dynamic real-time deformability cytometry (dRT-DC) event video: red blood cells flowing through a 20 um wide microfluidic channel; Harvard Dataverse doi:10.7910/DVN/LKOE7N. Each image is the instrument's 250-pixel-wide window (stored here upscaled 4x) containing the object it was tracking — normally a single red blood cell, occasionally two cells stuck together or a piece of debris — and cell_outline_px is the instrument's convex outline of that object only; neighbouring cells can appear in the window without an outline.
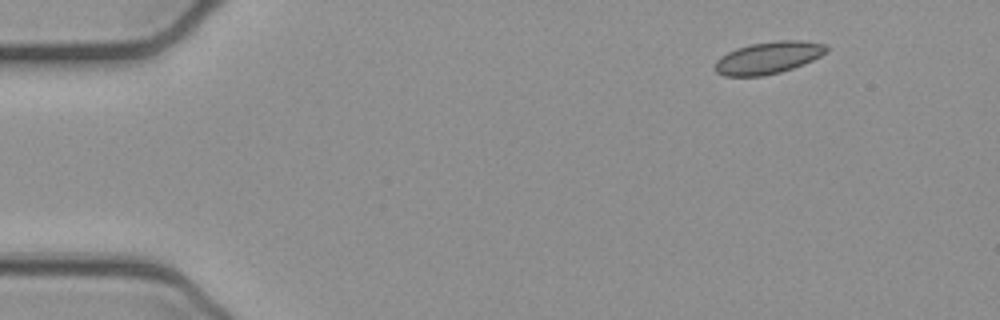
{"species": "common noctule bat (a hibernating species)", "species_latin": "Nyctalus noctula", "temperature_condition": "cold", "stored_images_in_passage": 48, "camera_frame_rate_fps": 3000, "um_per_image_px": 0.085, "animal": {"sex": "female", "body_mass_g": 21.9}, "frame": {"image": 1, "passage_image": 1, "time_ms": 0.0, "image_size_px": [1000, 320], "cell_outline_px": [[828, 52], [804, 64], [780, 72], [764, 76], [724, 76], [716, 72], [712, 68], [716, 60], [720, 56], [736, 48], [752, 44], [776, 40], [800, 40], [828, 44]], "centroid_in_image_um": [65.29, 4.9], "position_along_channel_um": 19.7, "area_um2": 21.1}}
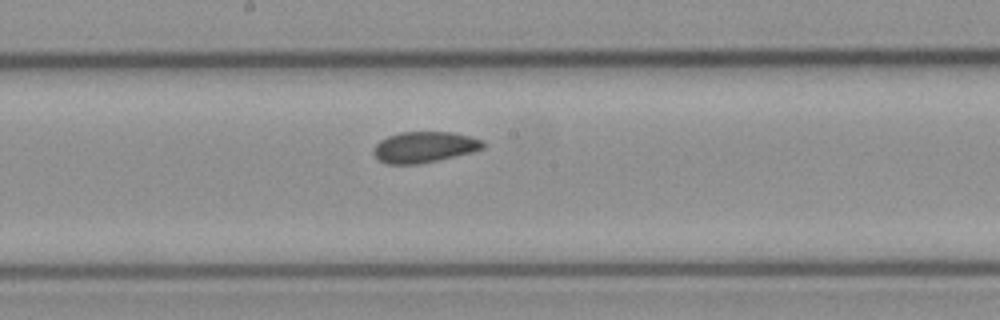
{"frame": {"image": 2, "passage_image": 23, "time_ms": 7.333, "image_size_px": [1000, 320], "cell_outline_px": [[484, 148], [472, 152], [420, 164], [388, 164], [380, 160], [372, 152], [376, 144], [380, 140], [388, 136], [400, 132], [452, 132], [484, 140]], "centroid_in_image_um": [36.07, 12.5], "position_along_channel_um": 212.1, "area_um2": 19.65}}
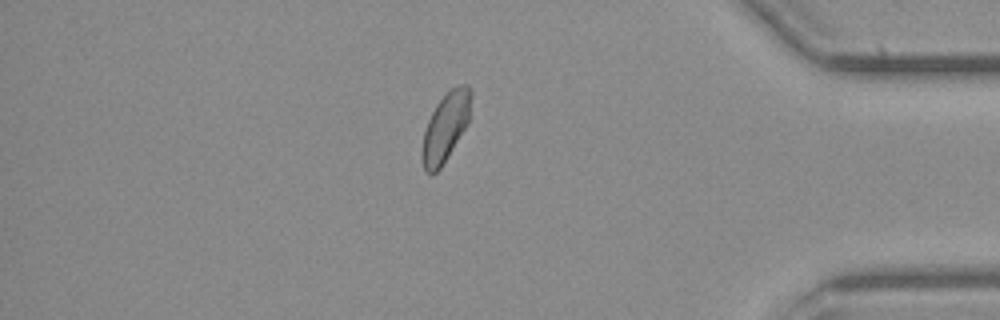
{"frame": {"image": 3, "passage_image": 40, "time_ms": 13.0, "image_size_px": [1000, 320], "cell_outline_px": [[472, 96], [468, 124], [440, 168], [436, 172], [428, 172], [424, 168], [420, 156], [420, 148], [424, 132], [428, 120], [436, 104], [456, 84], [468, 84], [472, 88]], "centroid_in_image_um": [37.88, 10.76], "position_along_channel_um": 397.3, "area_um2": 19.65}, "authors_computed_cell_mechanics": {"area_um2": 20.0277, "velocity_mm_per_s": 3.8724, "shape_relaxation_time_tau1_ms": 2.2381, "shape_relaxation_time_tau2_ms": null, "deformation_change_tau1": 0.0505, "deformation_change_tau2": null}}